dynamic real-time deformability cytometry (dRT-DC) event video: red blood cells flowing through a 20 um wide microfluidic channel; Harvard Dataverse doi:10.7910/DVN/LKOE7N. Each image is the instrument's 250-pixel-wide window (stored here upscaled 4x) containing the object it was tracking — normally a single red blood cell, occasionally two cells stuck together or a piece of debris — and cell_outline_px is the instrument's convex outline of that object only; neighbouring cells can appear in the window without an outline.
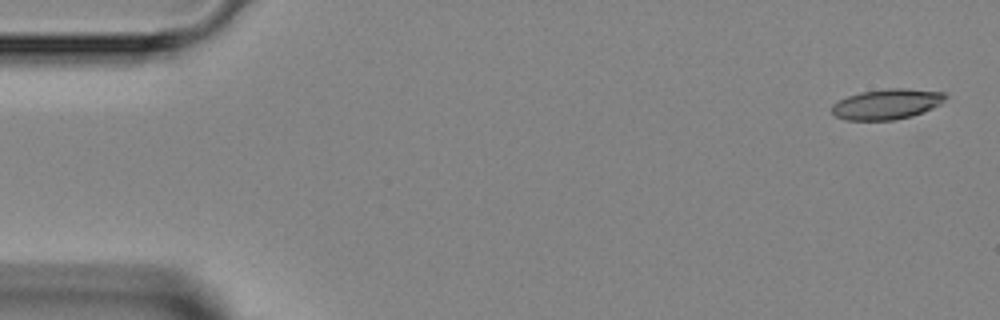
{"species": "Egyptian fruit bat (a non-hibernating species)", "species_latin": "Rousettus aegyptiacus", "temperature_condition": "room temperature", "stored_images_in_passage": 4, "camera_frame_rate_fps": 3000, "um_per_image_px": 0.085, "animal": {"sex": "female"}, "frame": {"image": 1, "passage_image": 1, "time_ms": 0.0, "image_size_px": [1000, 320], "cell_outline_px": [[948, 96], [940, 104], [932, 108], [912, 116], [892, 120], [844, 120], [836, 116], [832, 112], [832, 104], [848, 96], [860, 92], [888, 88], [908, 88], [944, 92]], "centroid_in_image_um": [75.39, 8.84], "position_along_channel_um": 9.6, "area_um2": 20.11}}
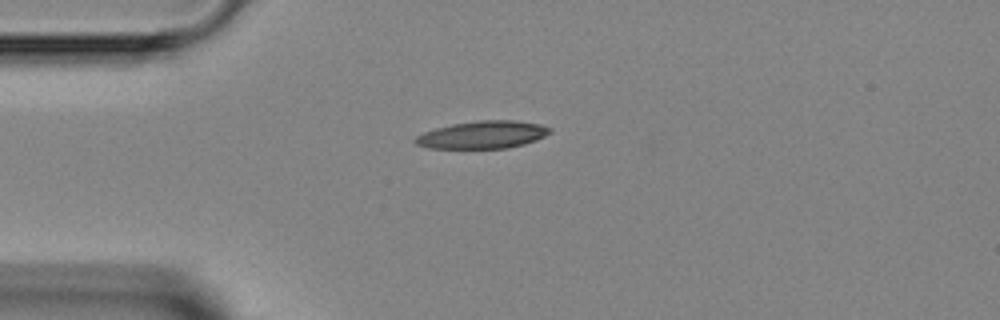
{"frame": {"image": 2, "passage_image": 4, "time_ms": 3.333, "image_size_px": [1000, 320], "cell_outline_px": [[552, 132], [536, 140], [524, 144], [508, 148], [428, 148], [416, 144], [412, 140], [416, 136], [424, 132], [436, 128], [452, 124], [480, 120], [516, 120], [540, 124], [552, 128]], "centroid_in_image_um": [41.04, 11.45], "position_along_channel_um": 44.0, "area_um2": 21.68}}